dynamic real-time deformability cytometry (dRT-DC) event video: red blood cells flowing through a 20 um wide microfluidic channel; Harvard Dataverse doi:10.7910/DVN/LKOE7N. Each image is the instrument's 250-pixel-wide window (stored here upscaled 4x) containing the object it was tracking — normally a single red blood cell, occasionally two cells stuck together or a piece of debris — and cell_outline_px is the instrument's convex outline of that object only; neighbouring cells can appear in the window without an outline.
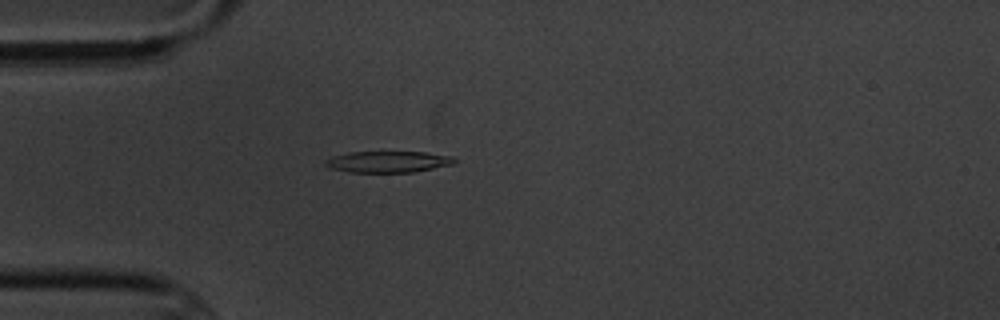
{"species": "common noctule bat (a hibernating species)", "species_latin": "Nyctalus noctula", "temperature_condition": "cold", "stored_images_in_passage": 4, "camera_frame_rate_fps": 3000, "um_per_image_px": 0.085, "animal": {"sex": "male", "body_mass_g": 20.1, "forearm_length_mm": 53.5}, "frame": {"image": 1, "passage_image": 3, "time_ms": 2.333, "image_size_px": [1000, 320], "cell_outline_px": [[456, 164], [412, 172], [348, 172], [332, 168], [324, 164], [324, 160], [332, 156], [348, 152], [424, 152], [452, 156], [456, 160]], "centroid_in_image_um": [32.99, 13.75], "position_along_channel_um": 52.0, "area_um2": 16.07}}